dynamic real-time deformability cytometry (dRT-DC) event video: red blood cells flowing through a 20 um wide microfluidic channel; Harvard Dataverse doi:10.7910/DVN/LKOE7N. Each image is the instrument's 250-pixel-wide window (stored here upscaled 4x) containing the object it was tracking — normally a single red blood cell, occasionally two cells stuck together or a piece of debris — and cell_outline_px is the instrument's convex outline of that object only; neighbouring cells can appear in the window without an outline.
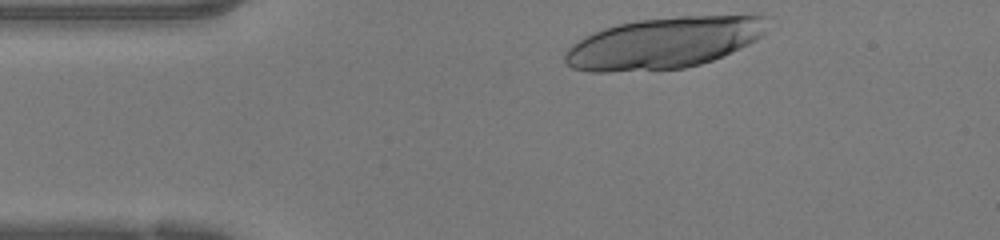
{"species": "human", "species_latin": "Homo sapiens", "temperature_condition": "warm", "stored_images_in_passage": 31, "camera_frame_rate_fps": 3000, "um_per_image_px": 0.085, "donor": {"sex": "female"}, "frame": {"image": 1, "passage_image": 1, "time_ms": 0.0, "image_size_px": [1000, 240], "cell_outline_px": [[764, 32], [756, 40], [748, 44], [712, 60], [700, 64], [684, 68], [608, 72], [592, 72], [572, 68], [564, 64], [564, 52], [572, 44], [584, 36], [604, 28], [636, 20], [680, 16], [756, 12], [764, 16]], "centroid_in_image_um": [56.44, 3.61], "position_along_channel_um": 28.6, "area_um2": 61.09}}
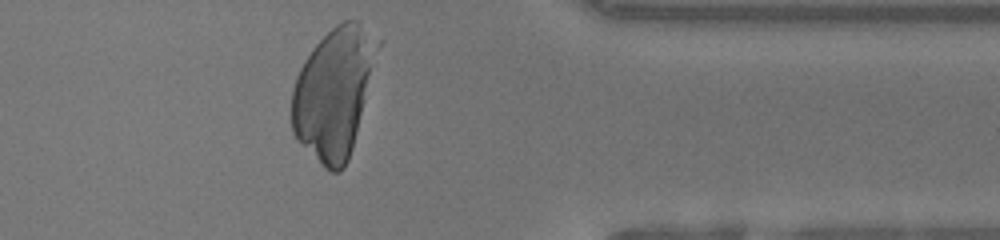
{"frame": {"image": 2, "passage_image": 31, "time_ms": 10.0, "image_size_px": [1000, 240], "cell_outline_px": [[368, 72], [356, 132], [352, 148], [348, 160], [344, 168], [340, 172], [332, 172], [324, 168], [296, 140], [292, 132], [292, 88], [296, 76], [304, 60], [312, 48], [336, 24], [344, 20], [356, 20], [360, 24], [364, 40], [368, 64]], "centroid_in_image_um": [28.13, 8.11], "position_along_channel_um": 383.3, "area_um2": 60.11}}